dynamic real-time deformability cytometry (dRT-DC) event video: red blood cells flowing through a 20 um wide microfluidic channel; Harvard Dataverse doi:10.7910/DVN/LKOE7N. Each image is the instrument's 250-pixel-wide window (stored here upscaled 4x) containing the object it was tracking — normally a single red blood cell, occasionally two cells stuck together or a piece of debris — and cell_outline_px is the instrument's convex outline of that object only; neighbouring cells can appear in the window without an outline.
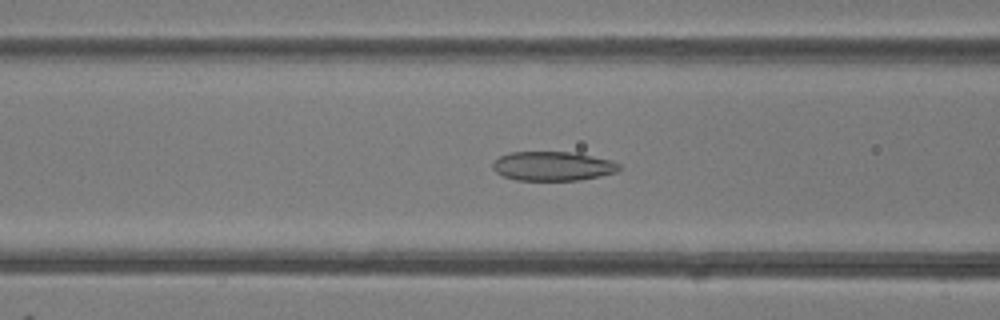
{"species": "common noctule bat (a hibernating species)", "species_latin": "Nyctalus noctula", "temperature_condition": "room temperature", "stored_images_in_passage": 49, "camera_frame_rate_fps": 3000, "um_per_image_px": 0.085, "animal": {"sex": "female"}, "frame": {"image": 1, "passage_image": 19, "time_ms": 6.0, "image_size_px": [1000, 320], "cell_outline_px": [[620, 168], [616, 172], [600, 176], [580, 180], [516, 180], [504, 176], [496, 172], [492, 168], [492, 164], [500, 156], [512, 152], [576, 152], [612, 160], [620, 164]], "centroid_in_image_um": [47.01, 14.12], "position_along_channel_um": 119.6, "area_um2": 21.56}}
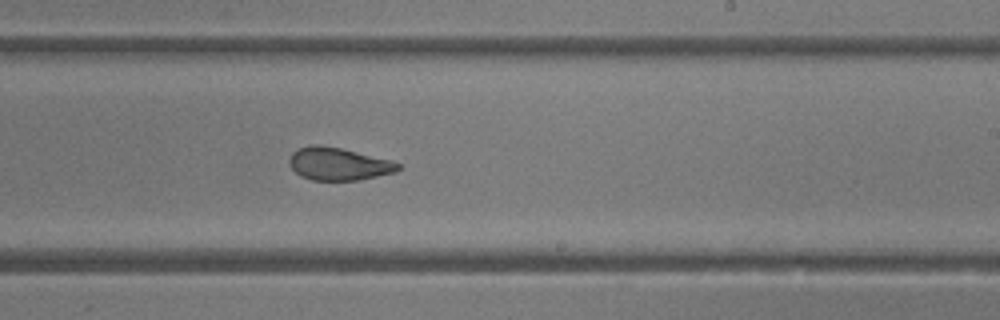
{"frame": {"image": 2, "passage_image": 29, "time_ms": 9.333, "image_size_px": [1000, 320], "cell_outline_px": [[404, 168], [396, 172], [360, 180], [312, 180], [300, 176], [288, 164], [288, 160], [292, 152], [300, 148], [312, 144], [320, 144], [340, 148], [392, 160], [400, 164]], "centroid_in_image_um": [28.79, 13.93], "position_along_channel_um": 260.2, "area_um2": 20.92}}
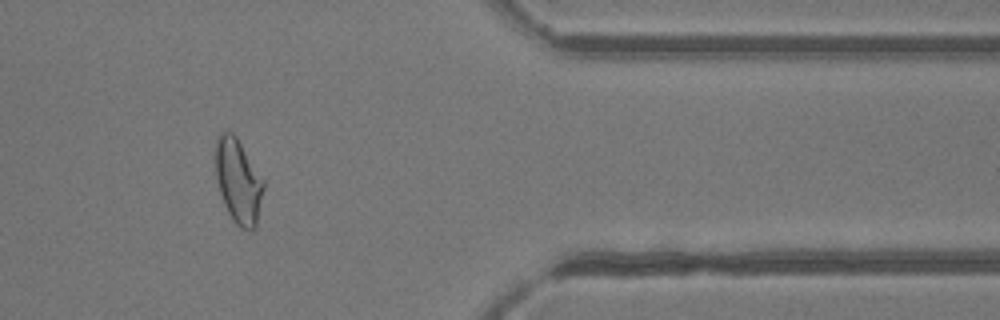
{"frame": {"image": 3, "passage_image": 40, "time_ms": 13.0, "image_size_px": [1000, 320], "cell_outline_px": [[264, 188], [256, 228], [252, 232], [248, 232], [240, 228], [232, 220], [224, 204], [220, 192], [216, 176], [216, 140], [220, 132], [232, 132], [236, 136], [264, 180]], "centroid_in_image_um": [20.27, 15.45], "position_along_channel_um": 391.1, "area_um2": 23.7}, "authors_computed_cell_mechanics": {"area_um2": 23.698, "velocity_mm_per_s": 4.2165, "shape_relaxation_time_tau1_ms": null, "shape_relaxation_time_tau2_ms": 1.7329, "deformation_change_tau1": null, "deformation_change_tau2": 0.0878}}